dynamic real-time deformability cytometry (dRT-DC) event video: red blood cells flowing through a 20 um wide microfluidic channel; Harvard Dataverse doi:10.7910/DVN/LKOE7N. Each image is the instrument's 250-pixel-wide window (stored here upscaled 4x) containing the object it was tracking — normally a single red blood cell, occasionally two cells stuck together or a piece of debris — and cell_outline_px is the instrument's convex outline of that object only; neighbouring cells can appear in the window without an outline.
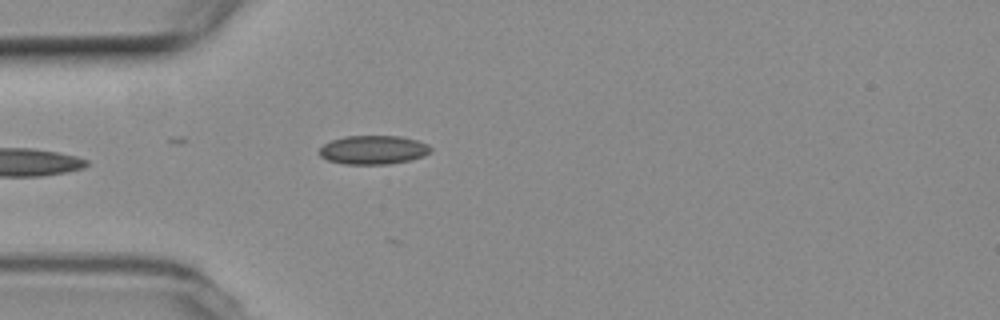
{"species": "common noctule bat (a hibernating species)", "species_latin": "Nyctalus noctula", "temperature_condition": "room temperature", "stored_images_in_passage": 4, "camera_frame_rate_fps": 3000, "um_per_image_px": 0.085, "animal": {"sex": "female", "body_mass_g": 19.3, "forearm_length_mm": 54.1}, "frame": {"image": 1, "passage_image": 4, "time_ms": 3.667, "image_size_px": [1000, 320], "cell_outline_px": [[432, 152], [424, 156], [408, 160], [388, 164], [344, 164], [328, 160], [320, 156], [320, 148], [324, 144], [332, 140], [344, 136], [400, 136], [420, 140], [428, 144], [432, 148]], "centroid_in_image_um": [31.77, 12.73], "position_along_channel_um": 53.2, "area_um2": 18.79}}